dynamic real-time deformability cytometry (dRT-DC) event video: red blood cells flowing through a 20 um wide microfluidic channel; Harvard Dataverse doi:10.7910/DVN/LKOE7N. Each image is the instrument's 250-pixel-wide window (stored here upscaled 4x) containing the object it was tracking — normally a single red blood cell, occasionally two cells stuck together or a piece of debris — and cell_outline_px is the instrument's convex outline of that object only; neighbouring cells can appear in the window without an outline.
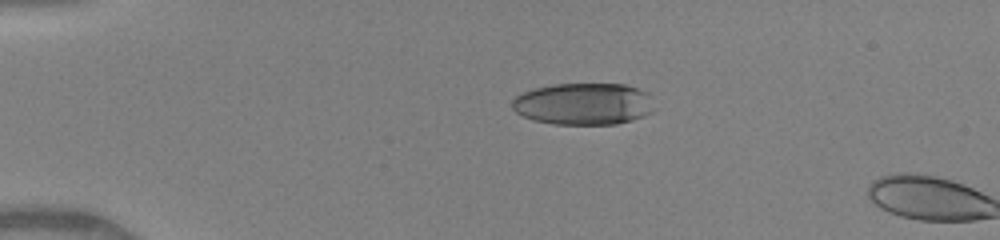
{"species": "human", "species_latin": "Homo sapiens", "temperature_condition": "warm", "stored_images_in_passage": 3, "camera_frame_rate_fps": 3000, "um_per_image_px": 0.085, "donor": {"sex": "female"}, "frame": {"image": 1, "passage_image": 1, "time_ms": 0.0, "image_size_px": [1000, 240], "cell_outline_px": [[652, 112], [644, 116], [632, 120], [616, 124], [552, 124], [532, 120], [516, 112], [512, 108], [512, 100], [516, 96], [524, 92], [536, 88], [552, 84], [624, 84], [648, 92]], "centroid_in_image_um": [49.57, 8.83], "position_along_channel_um": 35.4, "area_um2": 34.56}}